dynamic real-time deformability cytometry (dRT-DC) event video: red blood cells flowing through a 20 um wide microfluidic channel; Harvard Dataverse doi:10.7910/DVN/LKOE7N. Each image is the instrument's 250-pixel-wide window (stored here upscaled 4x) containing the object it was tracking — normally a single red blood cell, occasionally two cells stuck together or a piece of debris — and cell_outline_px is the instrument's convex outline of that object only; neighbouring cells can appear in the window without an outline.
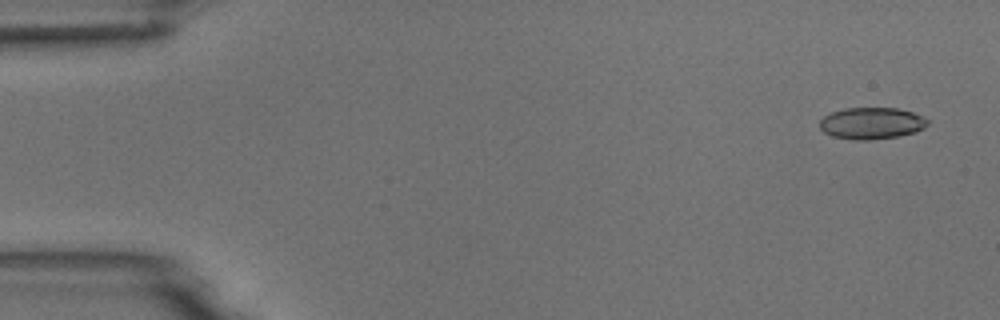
{"species": "common noctule bat (a hibernating species)", "species_latin": "Nyctalus noctula", "temperature_condition": "room temperature", "stored_images_in_passage": 9, "camera_frame_rate_fps": 3000, "um_per_image_px": 0.085, "animal": {"sex": "male", "body_mass_g": 18.8}, "frame": {"image": 1, "passage_image": 1, "time_ms": 0.0, "image_size_px": [1000, 320], "cell_outline_px": [[928, 124], [924, 128], [916, 132], [900, 136], [868, 140], [856, 140], [832, 136], [824, 132], [820, 128], [820, 120], [824, 116], [832, 112], [844, 108], [896, 108], [912, 112], [924, 116], [928, 120]], "centroid_in_image_um": [74.1, 10.48], "position_along_channel_um": 10.9, "area_um2": 20.0}}
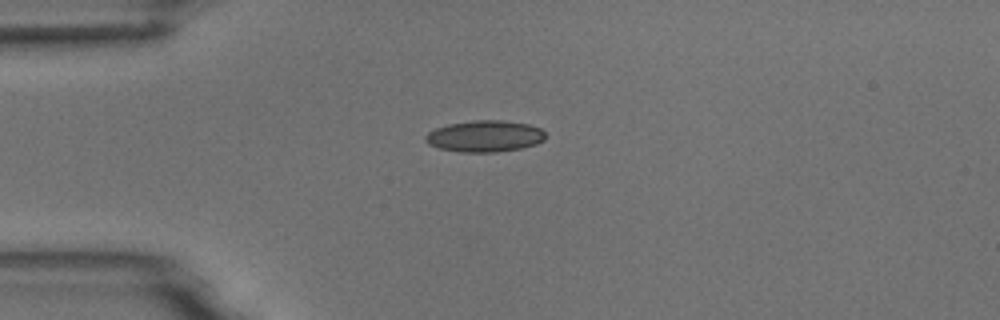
{"frame": {"image": 2, "passage_image": 4, "time_ms": 3.667, "image_size_px": [1000, 320], "cell_outline_px": [[544, 140], [536, 144], [520, 148], [496, 152], [460, 152], [440, 148], [428, 144], [424, 140], [424, 136], [428, 132], [436, 128], [448, 124], [472, 120], [504, 120], [528, 124], [540, 128], [544, 132]], "centroid_in_image_um": [41.18, 11.57], "position_along_channel_um": 43.8, "area_um2": 22.02}}
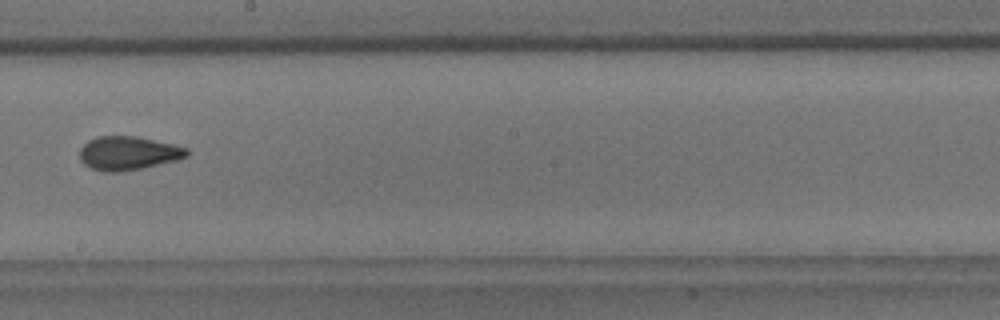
{"frame": {"image": 3, "passage_image": 9, "time_ms": 9.333, "image_size_px": [1000, 320], "cell_outline_px": [[188, 156], [176, 160], [144, 168], [120, 172], [104, 172], [92, 168], [84, 164], [80, 160], [80, 148], [88, 140], [96, 136], [136, 136], [172, 144], [188, 148]], "centroid_in_image_um": [10.88, 13.02], "position_along_channel_um": 237.3, "area_um2": 21.1}}